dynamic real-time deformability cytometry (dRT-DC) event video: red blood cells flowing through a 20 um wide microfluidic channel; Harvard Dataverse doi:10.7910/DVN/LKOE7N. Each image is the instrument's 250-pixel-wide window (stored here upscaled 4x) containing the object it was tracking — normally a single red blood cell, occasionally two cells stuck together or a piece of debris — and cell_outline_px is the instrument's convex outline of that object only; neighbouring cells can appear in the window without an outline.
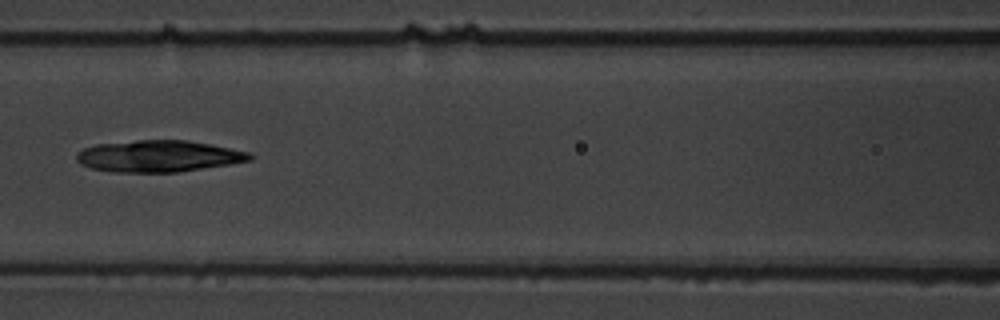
{"species": "common noctule bat (a hibernating species)", "species_latin": "Nyctalus noctula", "temperature_condition": "warm", "stored_images_in_passage": 9, "camera_frame_rate_fps": 3000, "um_per_image_px": 0.085, "animal": {"sex": "male", "body_mass_g": 19.5, "forearm_length_mm": 54.6}, "frame": {"image": 1, "passage_image": 8, "time_ms": 8.0, "image_size_px": [1000, 320], "cell_outline_px": [[256, 156], [252, 160], [228, 164], [176, 172], [116, 172], [92, 168], [80, 164], [76, 160], [76, 152], [84, 148], [96, 144], [136, 140], [188, 140], [252, 152]], "centroid_in_image_um": [13.49, 13.26], "position_along_channel_um": 153.1, "area_um2": 31.96}}